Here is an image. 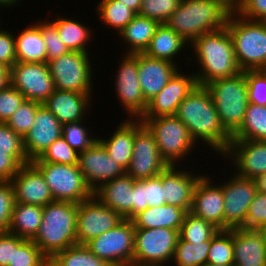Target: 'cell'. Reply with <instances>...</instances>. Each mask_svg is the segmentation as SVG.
Instances as JSON below:
<instances>
[{"label": "cell", "instance_id": "12", "mask_svg": "<svg viewBox=\"0 0 266 266\" xmlns=\"http://www.w3.org/2000/svg\"><path fill=\"white\" fill-rule=\"evenodd\" d=\"M167 167L153 134L140 119H135L133 154L126 173L134 180H142L158 176Z\"/></svg>", "mask_w": 266, "mask_h": 266}, {"label": "cell", "instance_id": "34", "mask_svg": "<svg viewBox=\"0 0 266 266\" xmlns=\"http://www.w3.org/2000/svg\"><path fill=\"white\" fill-rule=\"evenodd\" d=\"M15 34L17 61L47 62V51L40 29L30 24L20 34Z\"/></svg>", "mask_w": 266, "mask_h": 266}, {"label": "cell", "instance_id": "26", "mask_svg": "<svg viewBox=\"0 0 266 266\" xmlns=\"http://www.w3.org/2000/svg\"><path fill=\"white\" fill-rule=\"evenodd\" d=\"M134 179L126 172L101 184L93 195L103 204L118 212L124 219H133Z\"/></svg>", "mask_w": 266, "mask_h": 266}, {"label": "cell", "instance_id": "8", "mask_svg": "<svg viewBox=\"0 0 266 266\" xmlns=\"http://www.w3.org/2000/svg\"><path fill=\"white\" fill-rule=\"evenodd\" d=\"M179 231L169 228H135L133 266L171 263Z\"/></svg>", "mask_w": 266, "mask_h": 266}, {"label": "cell", "instance_id": "38", "mask_svg": "<svg viewBox=\"0 0 266 266\" xmlns=\"http://www.w3.org/2000/svg\"><path fill=\"white\" fill-rule=\"evenodd\" d=\"M98 10V11H97ZM99 19L105 26L119 33L136 15L127 5L117 0H100L97 4Z\"/></svg>", "mask_w": 266, "mask_h": 266}, {"label": "cell", "instance_id": "11", "mask_svg": "<svg viewBox=\"0 0 266 266\" xmlns=\"http://www.w3.org/2000/svg\"><path fill=\"white\" fill-rule=\"evenodd\" d=\"M135 226L124 219L116 227L91 239L85 245L98 258L112 266H133Z\"/></svg>", "mask_w": 266, "mask_h": 266}, {"label": "cell", "instance_id": "16", "mask_svg": "<svg viewBox=\"0 0 266 266\" xmlns=\"http://www.w3.org/2000/svg\"><path fill=\"white\" fill-rule=\"evenodd\" d=\"M221 184L224 196V230L242 228L251 202L256 195L254 181L236 173Z\"/></svg>", "mask_w": 266, "mask_h": 266}, {"label": "cell", "instance_id": "54", "mask_svg": "<svg viewBox=\"0 0 266 266\" xmlns=\"http://www.w3.org/2000/svg\"><path fill=\"white\" fill-rule=\"evenodd\" d=\"M13 35L11 31L0 29V63L9 69L17 61L15 35Z\"/></svg>", "mask_w": 266, "mask_h": 266}, {"label": "cell", "instance_id": "40", "mask_svg": "<svg viewBox=\"0 0 266 266\" xmlns=\"http://www.w3.org/2000/svg\"><path fill=\"white\" fill-rule=\"evenodd\" d=\"M218 230L212 223L187 212L179 231V237L184 241L195 244L202 241H211Z\"/></svg>", "mask_w": 266, "mask_h": 266}, {"label": "cell", "instance_id": "20", "mask_svg": "<svg viewBox=\"0 0 266 266\" xmlns=\"http://www.w3.org/2000/svg\"><path fill=\"white\" fill-rule=\"evenodd\" d=\"M207 175H200L190 212L224 230V196L221 184L213 185Z\"/></svg>", "mask_w": 266, "mask_h": 266}, {"label": "cell", "instance_id": "19", "mask_svg": "<svg viewBox=\"0 0 266 266\" xmlns=\"http://www.w3.org/2000/svg\"><path fill=\"white\" fill-rule=\"evenodd\" d=\"M223 157L233 161L238 176L253 179L266 173V140H231Z\"/></svg>", "mask_w": 266, "mask_h": 266}, {"label": "cell", "instance_id": "4", "mask_svg": "<svg viewBox=\"0 0 266 266\" xmlns=\"http://www.w3.org/2000/svg\"><path fill=\"white\" fill-rule=\"evenodd\" d=\"M78 204L52 201L43 207L39 231L32 240L50 260L56 253L77 244Z\"/></svg>", "mask_w": 266, "mask_h": 266}, {"label": "cell", "instance_id": "55", "mask_svg": "<svg viewBox=\"0 0 266 266\" xmlns=\"http://www.w3.org/2000/svg\"><path fill=\"white\" fill-rule=\"evenodd\" d=\"M237 14L248 20L266 21V0H247Z\"/></svg>", "mask_w": 266, "mask_h": 266}, {"label": "cell", "instance_id": "23", "mask_svg": "<svg viewBox=\"0 0 266 266\" xmlns=\"http://www.w3.org/2000/svg\"><path fill=\"white\" fill-rule=\"evenodd\" d=\"M178 68L176 63L138 53V79L146 102L167 85L171 77L179 70Z\"/></svg>", "mask_w": 266, "mask_h": 266}, {"label": "cell", "instance_id": "41", "mask_svg": "<svg viewBox=\"0 0 266 266\" xmlns=\"http://www.w3.org/2000/svg\"><path fill=\"white\" fill-rule=\"evenodd\" d=\"M207 264L234 265L233 229L218 230L212 237Z\"/></svg>", "mask_w": 266, "mask_h": 266}, {"label": "cell", "instance_id": "63", "mask_svg": "<svg viewBox=\"0 0 266 266\" xmlns=\"http://www.w3.org/2000/svg\"><path fill=\"white\" fill-rule=\"evenodd\" d=\"M205 266H234V265L206 264Z\"/></svg>", "mask_w": 266, "mask_h": 266}, {"label": "cell", "instance_id": "10", "mask_svg": "<svg viewBox=\"0 0 266 266\" xmlns=\"http://www.w3.org/2000/svg\"><path fill=\"white\" fill-rule=\"evenodd\" d=\"M88 52L69 51L50 60L48 66L54 87L59 90L92 94V67Z\"/></svg>", "mask_w": 266, "mask_h": 266}, {"label": "cell", "instance_id": "59", "mask_svg": "<svg viewBox=\"0 0 266 266\" xmlns=\"http://www.w3.org/2000/svg\"><path fill=\"white\" fill-rule=\"evenodd\" d=\"M252 180L254 181L256 192L266 194V173L258 175Z\"/></svg>", "mask_w": 266, "mask_h": 266}, {"label": "cell", "instance_id": "15", "mask_svg": "<svg viewBox=\"0 0 266 266\" xmlns=\"http://www.w3.org/2000/svg\"><path fill=\"white\" fill-rule=\"evenodd\" d=\"M123 59V60H122ZM114 83L116 96L130 119H139L145 112L144 99L138 79V53L124 54Z\"/></svg>", "mask_w": 266, "mask_h": 266}, {"label": "cell", "instance_id": "18", "mask_svg": "<svg viewBox=\"0 0 266 266\" xmlns=\"http://www.w3.org/2000/svg\"><path fill=\"white\" fill-rule=\"evenodd\" d=\"M180 69L171 77L166 86L147 102L141 117H159L175 115L179 104L197 85L194 74L186 75Z\"/></svg>", "mask_w": 266, "mask_h": 266}, {"label": "cell", "instance_id": "24", "mask_svg": "<svg viewBox=\"0 0 266 266\" xmlns=\"http://www.w3.org/2000/svg\"><path fill=\"white\" fill-rule=\"evenodd\" d=\"M175 167L177 166H168L162 171L164 200L166 204L176 205L190 212L194 190L200 176Z\"/></svg>", "mask_w": 266, "mask_h": 266}, {"label": "cell", "instance_id": "25", "mask_svg": "<svg viewBox=\"0 0 266 266\" xmlns=\"http://www.w3.org/2000/svg\"><path fill=\"white\" fill-rule=\"evenodd\" d=\"M92 94L56 89L43 103L63 126L84 120L89 105L93 106ZM91 103V104H90ZM88 107V108H87Z\"/></svg>", "mask_w": 266, "mask_h": 266}, {"label": "cell", "instance_id": "58", "mask_svg": "<svg viewBox=\"0 0 266 266\" xmlns=\"http://www.w3.org/2000/svg\"><path fill=\"white\" fill-rule=\"evenodd\" d=\"M221 3L231 12L237 13L247 0H220Z\"/></svg>", "mask_w": 266, "mask_h": 266}, {"label": "cell", "instance_id": "13", "mask_svg": "<svg viewBox=\"0 0 266 266\" xmlns=\"http://www.w3.org/2000/svg\"><path fill=\"white\" fill-rule=\"evenodd\" d=\"M10 85L26 99L40 104L55 90L47 62L16 61L10 68Z\"/></svg>", "mask_w": 266, "mask_h": 266}, {"label": "cell", "instance_id": "57", "mask_svg": "<svg viewBox=\"0 0 266 266\" xmlns=\"http://www.w3.org/2000/svg\"><path fill=\"white\" fill-rule=\"evenodd\" d=\"M10 85V69L0 63V91Z\"/></svg>", "mask_w": 266, "mask_h": 266}, {"label": "cell", "instance_id": "61", "mask_svg": "<svg viewBox=\"0 0 266 266\" xmlns=\"http://www.w3.org/2000/svg\"><path fill=\"white\" fill-rule=\"evenodd\" d=\"M19 1L21 0H0V6H5V7H9V6H13L15 4L16 6V3H18Z\"/></svg>", "mask_w": 266, "mask_h": 266}, {"label": "cell", "instance_id": "50", "mask_svg": "<svg viewBox=\"0 0 266 266\" xmlns=\"http://www.w3.org/2000/svg\"><path fill=\"white\" fill-rule=\"evenodd\" d=\"M30 162L26 153H0V181L11 182L18 170Z\"/></svg>", "mask_w": 266, "mask_h": 266}, {"label": "cell", "instance_id": "22", "mask_svg": "<svg viewBox=\"0 0 266 266\" xmlns=\"http://www.w3.org/2000/svg\"><path fill=\"white\" fill-rule=\"evenodd\" d=\"M15 203L45 206L54 201L42 173L30 162L23 165L11 180Z\"/></svg>", "mask_w": 266, "mask_h": 266}, {"label": "cell", "instance_id": "43", "mask_svg": "<svg viewBox=\"0 0 266 266\" xmlns=\"http://www.w3.org/2000/svg\"><path fill=\"white\" fill-rule=\"evenodd\" d=\"M31 162H46L58 164H78V152H76L61 136L52 142L39 158Z\"/></svg>", "mask_w": 266, "mask_h": 266}, {"label": "cell", "instance_id": "53", "mask_svg": "<svg viewBox=\"0 0 266 266\" xmlns=\"http://www.w3.org/2000/svg\"><path fill=\"white\" fill-rule=\"evenodd\" d=\"M0 153H25L23 137L0 122Z\"/></svg>", "mask_w": 266, "mask_h": 266}, {"label": "cell", "instance_id": "52", "mask_svg": "<svg viewBox=\"0 0 266 266\" xmlns=\"http://www.w3.org/2000/svg\"><path fill=\"white\" fill-rule=\"evenodd\" d=\"M26 98L20 91L9 85L0 91V122L5 123Z\"/></svg>", "mask_w": 266, "mask_h": 266}, {"label": "cell", "instance_id": "48", "mask_svg": "<svg viewBox=\"0 0 266 266\" xmlns=\"http://www.w3.org/2000/svg\"><path fill=\"white\" fill-rule=\"evenodd\" d=\"M247 83L248 102L266 106V70L244 71Z\"/></svg>", "mask_w": 266, "mask_h": 266}, {"label": "cell", "instance_id": "44", "mask_svg": "<svg viewBox=\"0 0 266 266\" xmlns=\"http://www.w3.org/2000/svg\"><path fill=\"white\" fill-rule=\"evenodd\" d=\"M40 105L38 102L25 99L5 123L17 134L24 137L31 130Z\"/></svg>", "mask_w": 266, "mask_h": 266}, {"label": "cell", "instance_id": "9", "mask_svg": "<svg viewBox=\"0 0 266 266\" xmlns=\"http://www.w3.org/2000/svg\"><path fill=\"white\" fill-rule=\"evenodd\" d=\"M44 176L54 201L81 203L93 195L78 164L31 162Z\"/></svg>", "mask_w": 266, "mask_h": 266}, {"label": "cell", "instance_id": "47", "mask_svg": "<svg viewBox=\"0 0 266 266\" xmlns=\"http://www.w3.org/2000/svg\"><path fill=\"white\" fill-rule=\"evenodd\" d=\"M39 22V23H38ZM34 24L40 29L42 39L46 46L47 63L50 60L69 52L64 42L60 39L56 27L50 21H36Z\"/></svg>", "mask_w": 266, "mask_h": 266}, {"label": "cell", "instance_id": "30", "mask_svg": "<svg viewBox=\"0 0 266 266\" xmlns=\"http://www.w3.org/2000/svg\"><path fill=\"white\" fill-rule=\"evenodd\" d=\"M160 23L136 14L134 18L118 33L127 43L126 54L144 53L150 44Z\"/></svg>", "mask_w": 266, "mask_h": 266}, {"label": "cell", "instance_id": "60", "mask_svg": "<svg viewBox=\"0 0 266 266\" xmlns=\"http://www.w3.org/2000/svg\"><path fill=\"white\" fill-rule=\"evenodd\" d=\"M117 1H121L124 5H127L136 14L139 13L142 0H117Z\"/></svg>", "mask_w": 266, "mask_h": 266}, {"label": "cell", "instance_id": "56", "mask_svg": "<svg viewBox=\"0 0 266 266\" xmlns=\"http://www.w3.org/2000/svg\"><path fill=\"white\" fill-rule=\"evenodd\" d=\"M14 234L0 233V266L13 265Z\"/></svg>", "mask_w": 266, "mask_h": 266}, {"label": "cell", "instance_id": "28", "mask_svg": "<svg viewBox=\"0 0 266 266\" xmlns=\"http://www.w3.org/2000/svg\"><path fill=\"white\" fill-rule=\"evenodd\" d=\"M135 137V119H124L110 138L97 140L103 145L108 155L125 171L129 167Z\"/></svg>", "mask_w": 266, "mask_h": 266}, {"label": "cell", "instance_id": "33", "mask_svg": "<svg viewBox=\"0 0 266 266\" xmlns=\"http://www.w3.org/2000/svg\"><path fill=\"white\" fill-rule=\"evenodd\" d=\"M165 204L162 172L156 177L134 181L133 218L148 207H159Z\"/></svg>", "mask_w": 266, "mask_h": 266}, {"label": "cell", "instance_id": "35", "mask_svg": "<svg viewBox=\"0 0 266 266\" xmlns=\"http://www.w3.org/2000/svg\"><path fill=\"white\" fill-rule=\"evenodd\" d=\"M57 29L60 39L69 51L88 52L86 45L91 42L92 31L80 21L65 18L60 15L50 21Z\"/></svg>", "mask_w": 266, "mask_h": 266}, {"label": "cell", "instance_id": "6", "mask_svg": "<svg viewBox=\"0 0 266 266\" xmlns=\"http://www.w3.org/2000/svg\"><path fill=\"white\" fill-rule=\"evenodd\" d=\"M205 87L212 96L222 126L232 136L242 125L249 103L244 71L213 80Z\"/></svg>", "mask_w": 266, "mask_h": 266}, {"label": "cell", "instance_id": "5", "mask_svg": "<svg viewBox=\"0 0 266 266\" xmlns=\"http://www.w3.org/2000/svg\"><path fill=\"white\" fill-rule=\"evenodd\" d=\"M240 70L266 69V21H253L231 13L226 23Z\"/></svg>", "mask_w": 266, "mask_h": 266}, {"label": "cell", "instance_id": "42", "mask_svg": "<svg viewBox=\"0 0 266 266\" xmlns=\"http://www.w3.org/2000/svg\"><path fill=\"white\" fill-rule=\"evenodd\" d=\"M9 266H49V259L32 240L14 234L13 265Z\"/></svg>", "mask_w": 266, "mask_h": 266}, {"label": "cell", "instance_id": "27", "mask_svg": "<svg viewBox=\"0 0 266 266\" xmlns=\"http://www.w3.org/2000/svg\"><path fill=\"white\" fill-rule=\"evenodd\" d=\"M234 266H266V242L259 229H233Z\"/></svg>", "mask_w": 266, "mask_h": 266}, {"label": "cell", "instance_id": "46", "mask_svg": "<svg viewBox=\"0 0 266 266\" xmlns=\"http://www.w3.org/2000/svg\"><path fill=\"white\" fill-rule=\"evenodd\" d=\"M82 122H85V120L65 124L62 127L63 138L78 153L88 149L97 140L88 132V128L83 126Z\"/></svg>", "mask_w": 266, "mask_h": 266}, {"label": "cell", "instance_id": "7", "mask_svg": "<svg viewBox=\"0 0 266 266\" xmlns=\"http://www.w3.org/2000/svg\"><path fill=\"white\" fill-rule=\"evenodd\" d=\"M139 119L153 134L159 153L168 166H178L177 161L184 160L194 150L196 143L187 126L175 115Z\"/></svg>", "mask_w": 266, "mask_h": 266}, {"label": "cell", "instance_id": "29", "mask_svg": "<svg viewBox=\"0 0 266 266\" xmlns=\"http://www.w3.org/2000/svg\"><path fill=\"white\" fill-rule=\"evenodd\" d=\"M187 212L176 206L165 204L159 207H148L133 219L135 228H169L180 231Z\"/></svg>", "mask_w": 266, "mask_h": 266}, {"label": "cell", "instance_id": "62", "mask_svg": "<svg viewBox=\"0 0 266 266\" xmlns=\"http://www.w3.org/2000/svg\"><path fill=\"white\" fill-rule=\"evenodd\" d=\"M259 230L263 234V237H264L265 242H266V224H264Z\"/></svg>", "mask_w": 266, "mask_h": 266}, {"label": "cell", "instance_id": "37", "mask_svg": "<svg viewBox=\"0 0 266 266\" xmlns=\"http://www.w3.org/2000/svg\"><path fill=\"white\" fill-rule=\"evenodd\" d=\"M49 266H112L107 261L98 258L86 245L76 244L56 253Z\"/></svg>", "mask_w": 266, "mask_h": 266}, {"label": "cell", "instance_id": "51", "mask_svg": "<svg viewBox=\"0 0 266 266\" xmlns=\"http://www.w3.org/2000/svg\"><path fill=\"white\" fill-rule=\"evenodd\" d=\"M264 224H266V194L256 193L242 228L260 229Z\"/></svg>", "mask_w": 266, "mask_h": 266}, {"label": "cell", "instance_id": "36", "mask_svg": "<svg viewBox=\"0 0 266 266\" xmlns=\"http://www.w3.org/2000/svg\"><path fill=\"white\" fill-rule=\"evenodd\" d=\"M232 140H266V106L248 103L243 123Z\"/></svg>", "mask_w": 266, "mask_h": 266}, {"label": "cell", "instance_id": "49", "mask_svg": "<svg viewBox=\"0 0 266 266\" xmlns=\"http://www.w3.org/2000/svg\"><path fill=\"white\" fill-rule=\"evenodd\" d=\"M15 203L11 182L0 181V233L8 232Z\"/></svg>", "mask_w": 266, "mask_h": 266}, {"label": "cell", "instance_id": "2", "mask_svg": "<svg viewBox=\"0 0 266 266\" xmlns=\"http://www.w3.org/2000/svg\"><path fill=\"white\" fill-rule=\"evenodd\" d=\"M200 65L198 72L193 73L197 85L205 86L219 78L238 75L240 68L235 59L232 38L227 27L206 33L189 44Z\"/></svg>", "mask_w": 266, "mask_h": 266}, {"label": "cell", "instance_id": "21", "mask_svg": "<svg viewBox=\"0 0 266 266\" xmlns=\"http://www.w3.org/2000/svg\"><path fill=\"white\" fill-rule=\"evenodd\" d=\"M62 125L45 105L41 104L31 130L23 137L27 158H39L49 145L62 136Z\"/></svg>", "mask_w": 266, "mask_h": 266}, {"label": "cell", "instance_id": "32", "mask_svg": "<svg viewBox=\"0 0 266 266\" xmlns=\"http://www.w3.org/2000/svg\"><path fill=\"white\" fill-rule=\"evenodd\" d=\"M43 219V206L14 203L8 232L26 240H33Z\"/></svg>", "mask_w": 266, "mask_h": 266}, {"label": "cell", "instance_id": "17", "mask_svg": "<svg viewBox=\"0 0 266 266\" xmlns=\"http://www.w3.org/2000/svg\"><path fill=\"white\" fill-rule=\"evenodd\" d=\"M78 167L92 191L126 172L115 163L98 140L85 151L78 153Z\"/></svg>", "mask_w": 266, "mask_h": 266}, {"label": "cell", "instance_id": "1", "mask_svg": "<svg viewBox=\"0 0 266 266\" xmlns=\"http://www.w3.org/2000/svg\"><path fill=\"white\" fill-rule=\"evenodd\" d=\"M175 116L187 126L196 144L202 140L223 156L232 136L222 126L212 96L205 86L196 85L179 104Z\"/></svg>", "mask_w": 266, "mask_h": 266}, {"label": "cell", "instance_id": "31", "mask_svg": "<svg viewBox=\"0 0 266 266\" xmlns=\"http://www.w3.org/2000/svg\"><path fill=\"white\" fill-rule=\"evenodd\" d=\"M185 46H189L185 39L165 24H160L144 53L152 58L176 63L174 62L175 56L180 55Z\"/></svg>", "mask_w": 266, "mask_h": 266}, {"label": "cell", "instance_id": "14", "mask_svg": "<svg viewBox=\"0 0 266 266\" xmlns=\"http://www.w3.org/2000/svg\"><path fill=\"white\" fill-rule=\"evenodd\" d=\"M124 218L100 202L94 195L78 203L77 244L85 245L91 239L116 227Z\"/></svg>", "mask_w": 266, "mask_h": 266}, {"label": "cell", "instance_id": "39", "mask_svg": "<svg viewBox=\"0 0 266 266\" xmlns=\"http://www.w3.org/2000/svg\"><path fill=\"white\" fill-rule=\"evenodd\" d=\"M210 246L211 241L192 244L179 237L174 251L173 262H175L176 266H205Z\"/></svg>", "mask_w": 266, "mask_h": 266}, {"label": "cell", "instance_id": "45", "mask_svg": "<svg viewBox=\"0 0 266 266\" xmlns=\"http://www.w3.org/2000/svg\"><path fill=\"white\" fill-rule=\"evenodd\" d=\"M181 0H142L139 15L153 19L160 24L166 20L178 8Z\"/></svg>", "mask_w": 266, "mask_h": 266}, {"label": "cell", "instance_id": "3", "mask_svg": "<svg viewBox=\"0 0 266 266\" xmlns=\"http://www.w3.org/2000/svg\"><path fill=\"white\" fill-rule=\"evenodd\" d=\"M230 14L220 0H181L164 24L191 44L203 34L224 29Z\"/></svg>", "mask_w": 266, "mask_h": 266}]
</instances>
